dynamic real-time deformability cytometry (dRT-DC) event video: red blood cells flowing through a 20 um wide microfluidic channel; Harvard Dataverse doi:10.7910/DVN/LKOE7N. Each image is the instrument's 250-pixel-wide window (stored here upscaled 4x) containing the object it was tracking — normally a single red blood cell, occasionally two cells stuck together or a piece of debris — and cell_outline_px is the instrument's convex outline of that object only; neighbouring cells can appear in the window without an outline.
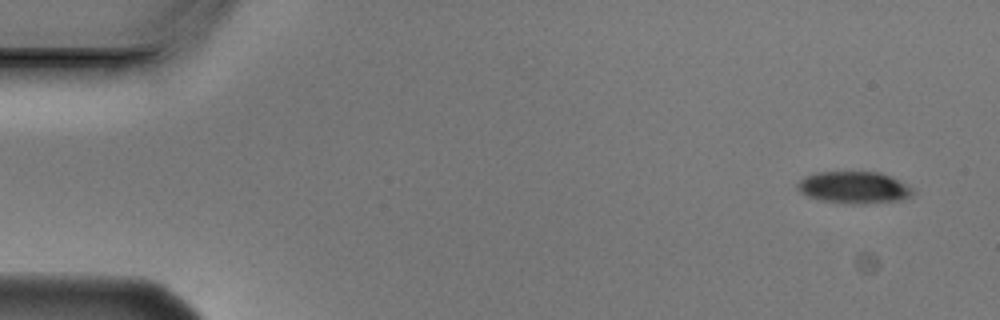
{"species": "Egyptian fruit bat (a non-hibernating species)", "species_latin": "Rousettus aegyptiacus", "temperature_condition": "cold", "stored_images_in_passage": 10, "camera_frame_rate_fps": 3000, "um_per_image_px": 0.085, "animal": {"sex": "male"}, "frame": {"image": 1, "passage_image": 1, "time_ms": 0.0, "image_size_px": [1000, 320], "cell_outline_px": [[916, 192], [900, 200], [864, 204], [852, 204], [820, 200], [808, 196], [800, 192], [796, 188], [796, 184], [804, 176], [816, 172], [880, 172], [900, 180], [912, 188]], "centroid_in_image_um": [72.57, 15.93], "position_along_channel_um": 12.4, "area_um2": 21.56}}
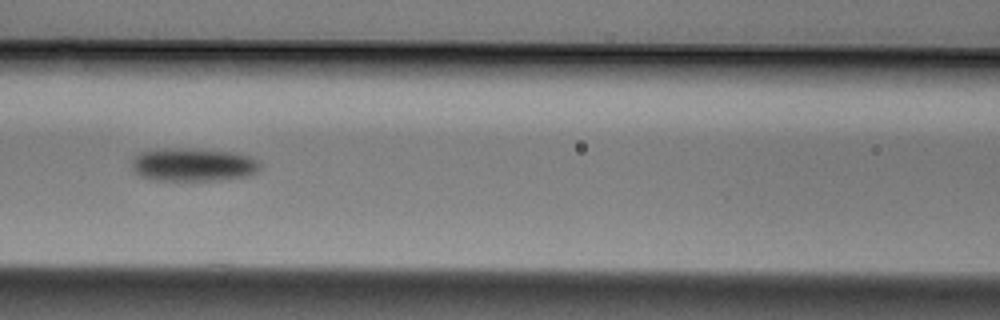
{"frame": {"image": 2, "passage_image": 6, "time_ms": 1.667, "image_size_px": [1000, 320], "cell_outline_px": [[260, 168], [256, 172], [248, 176], [220, 180], [152, 180], [140, 176], [132, 168], [132, 160], [140, 152], [160, 148], [196, 148], [236, 152], [260, 160]], "centroid_in_image_um": [16.44, 13.98], "position_along_channel_um": 150.2, "area_um2": 25.2}}
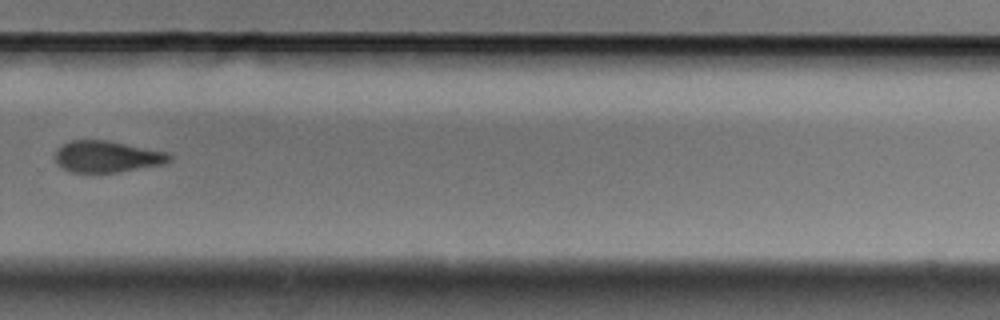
{"frame": {"image": 3, "passage_image": 10, "time_ms": 3.0, "image_size_px": [1000, 320], "cell_outline_px": [[172, 160], [164, 164], [120, 172], [68, 172], [56, 164], [56, 152], [64, 144], [72, 140], [108, 140], [168, 152], [172, 156]], "centroid_in_image_um": [9.13, 13.32], "position_along_channel_um": 320.7, "area_um2": 21.04}}